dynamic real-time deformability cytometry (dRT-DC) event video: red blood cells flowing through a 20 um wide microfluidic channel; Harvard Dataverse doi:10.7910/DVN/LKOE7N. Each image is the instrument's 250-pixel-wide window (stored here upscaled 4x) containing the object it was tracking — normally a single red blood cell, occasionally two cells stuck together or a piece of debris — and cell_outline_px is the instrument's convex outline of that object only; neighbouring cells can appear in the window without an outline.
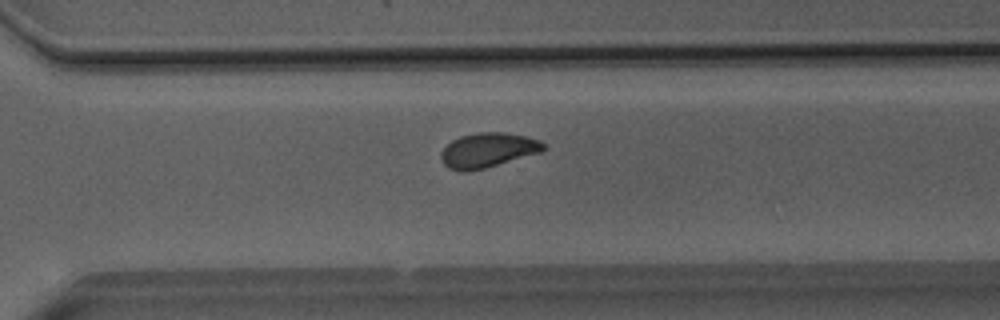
{"species": "Egyptian fruit bat (a non-hibernating species)", "species_latin": "Rousettus aegyptiacus", "temperature_condition": "room temperature", "stored_images_in_passage": 43, "camera_frame_rate_fps": 3000, "um_per_image_px": 0.085, "animal": {"sex": "male"}, "frame": {"image": 1, "passage_image": 33, "time_ms": 10.667, "image_size_px": [1000, 320], "cell_outline_px": [[544, 148], [540, 152], [484, 168], [468, 172], [460, 172], [448, 168], [444, 164], [440, 156], [440, 152], [452, 140], [460, 136], [476, 132], [504, 132], [524, 136], [540, 140], [544, 144]], "centroid_in_image_um": [41.41, 12.76], "position_along_channel_um": 329.2, "area_um2": 20.58}}
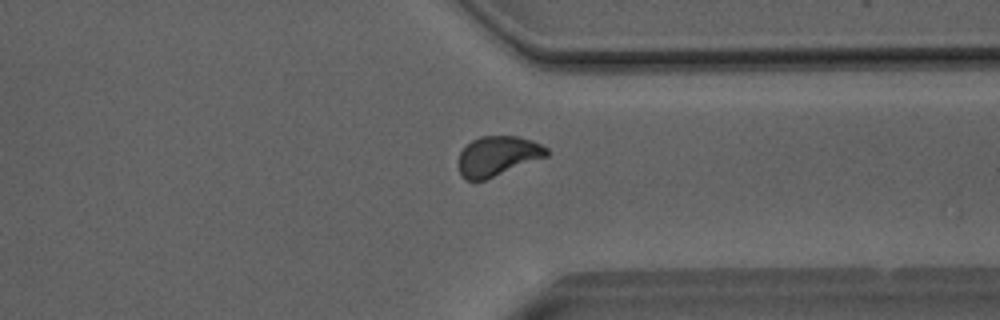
{"frame": {"image": 2, "passage_image": 36, "time_ms": 11.667, "image_size_px": [1000, 320], "cell_outline_px": [[548, 156], [484, 180], [464, 180], [460, 176], [460, 152], [472, 140], [480, 136], [516, 136], [532, 140], [548, 148]], "centroid_in_image_um": [42.31, 13.26], "position_along_channel_um": 369.1, "area_um2": 20.23}}
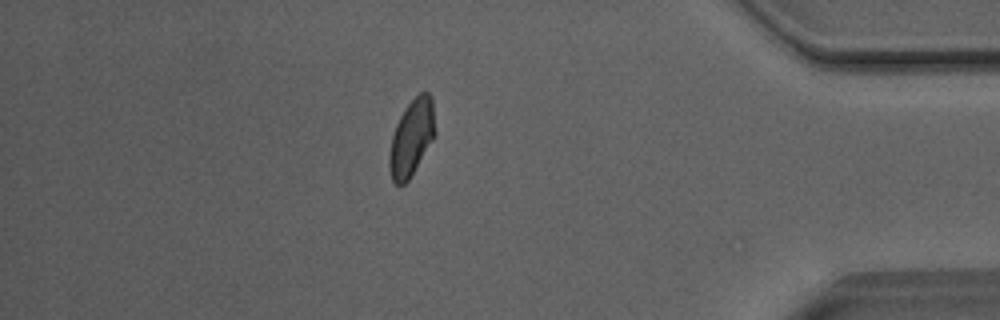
{"frame": {"image": 3, "passage_image": 41, "time_ms": 13.333, "image_size_px": [1000, 320], "cell_outline_px": [[436, 132], [432, 140], [408, 180], [404, 184], [396, 184], [392, 180], [388, 164], [388, 156], [392, 136], [396, 124], [404, 108], [420, 92], [428, 92], [432, 96]], "centroid_in_image_um": [34.98, 11.68], "position_along_channel_um": 400.2, "area_um2": 20.23}}